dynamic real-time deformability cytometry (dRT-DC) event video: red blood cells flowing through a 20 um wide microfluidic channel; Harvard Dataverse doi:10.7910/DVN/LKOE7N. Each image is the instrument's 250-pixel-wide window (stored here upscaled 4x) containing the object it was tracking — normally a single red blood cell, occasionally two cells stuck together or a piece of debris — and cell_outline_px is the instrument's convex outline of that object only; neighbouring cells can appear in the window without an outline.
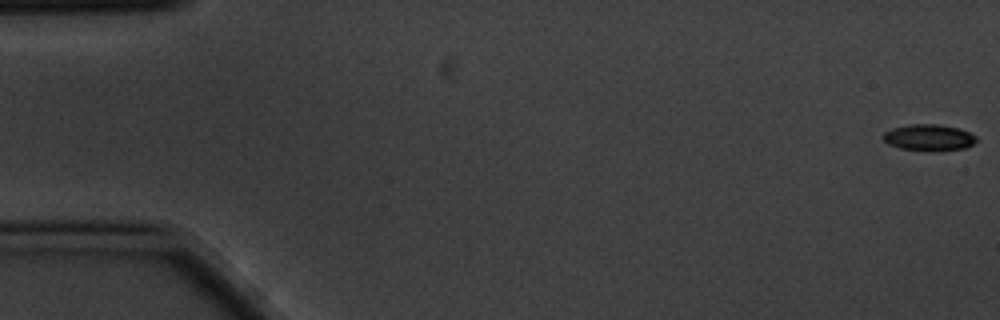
{"species": "common noctule bat (a hibernating species)", "species_latin": "Nyctalus noctula", "temperature_condition": "cold", "stored_images_in_passage": 5, "camera_frame_rate_fps": 3000, "um_per_image_px": 0.085, "animal": {"sex": "male", "body_mass_g": 20.1, "forearm_length_mm": 53.5}, "frame": {"image": 1, "passage_image": 1, "time_ms": 0.0, "image_size_px": [1000, 320], "cell_outline_px": [[976, 140], [972, 144], [964, 148], [900, 148], [888, 144], [884, 140], [884, 132], [892, 128], [912, 124], [936, 124], [956, 128], [968, 132], [976, 136]], "centroid_in_image_um": [78.91, 11.63], "position_along_channel_um": 6.1, "area_um2": 13.29}}
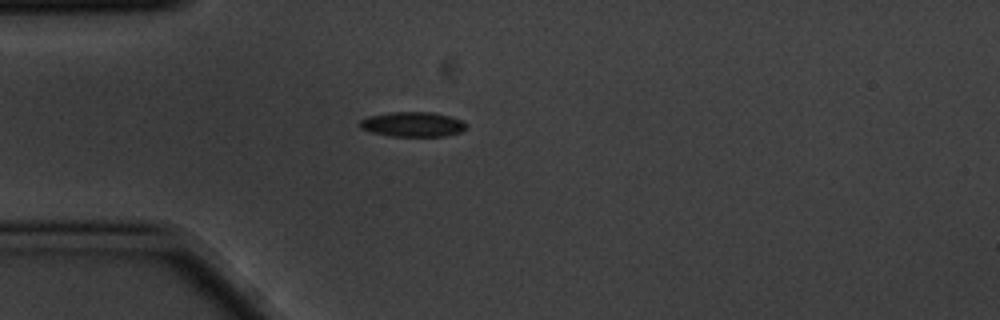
{"frame": {"image": 2, "passage_image": 4, "time_ms": 1.0, "image_size_px": [1000, 320], "cell_outline_px": [[468, 124], [460, 132], [444, 136], [392, 136], [372, 132], [360, 128], [356, 124], [360, 120], [368, 116], [388, 112], [432, 112], [448, 116], [460, 120]], "centroid_in_image_um": [35.01, 10.56], "position_along_channel_um": 50.0, "area_um2": 15.37}}